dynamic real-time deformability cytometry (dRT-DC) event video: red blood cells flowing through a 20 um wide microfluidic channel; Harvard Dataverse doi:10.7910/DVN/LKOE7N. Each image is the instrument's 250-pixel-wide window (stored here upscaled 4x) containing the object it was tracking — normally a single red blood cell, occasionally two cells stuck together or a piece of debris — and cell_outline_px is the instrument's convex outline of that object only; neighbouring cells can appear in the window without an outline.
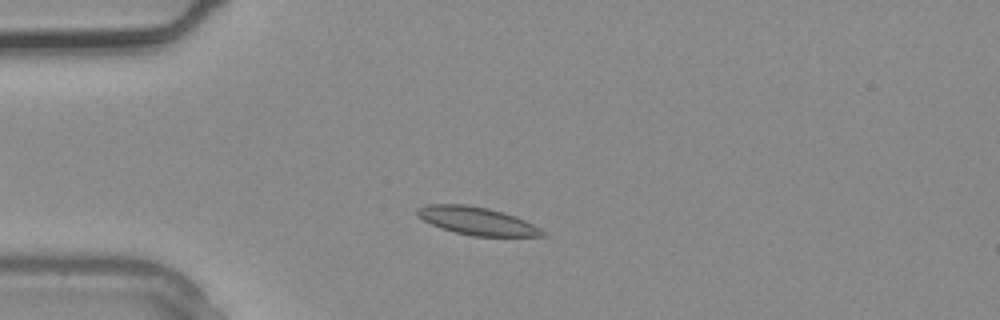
{"species": "common noctule bat (a hibernating species)", "species_latin": "Nyctalus noctula", "temperature_condition": "warm", "stored_images_in_passage": 4, "camera_frame_rate_fps": 3000, "um_per_image_px": 0.085, "animal": {"sex": "male", "body_mass_g": 20.4}, "frame": {"image": 1, "passage_image": 4, "time_ms": 1.0, "image_size_px": [1000, 320], "cell_outline_px": [[548, 236], [472, 236], [452, 232], [440, 228], [416, 216], [416, 208], [424, 204], [464, 204], [488, 208], [504, 212], [516, 216], [548, 232]], "centroid_in_image_um": [40.53, 18.78], "position_along_channel_um": 44.5, "area_um2": 20.63}}